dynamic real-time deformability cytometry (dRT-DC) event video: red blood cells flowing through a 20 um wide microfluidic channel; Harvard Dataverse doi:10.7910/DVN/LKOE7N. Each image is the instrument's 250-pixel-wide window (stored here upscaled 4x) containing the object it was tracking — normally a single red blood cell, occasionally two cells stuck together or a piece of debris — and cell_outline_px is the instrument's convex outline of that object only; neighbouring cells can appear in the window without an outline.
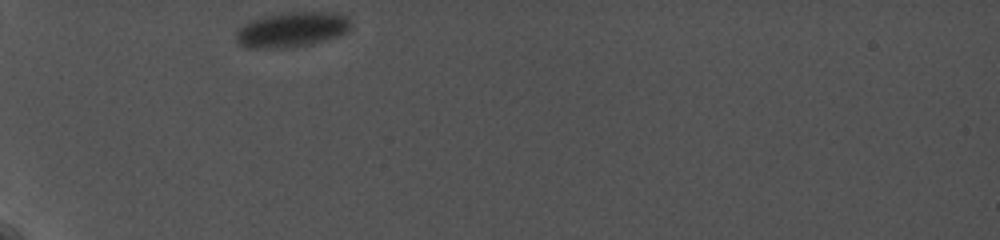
{"species": "common noctule bat (a hibernating species)", "species_latin": "Nyctalus noctula", "temperature_condition": "cold", "stored_images_in_passage": 22, "camera_frame_rate_fps": 5000, "um_per_image_px": 0.085, "animal": {"sex": "female", "body_mass_g": 19.0, "forearm_length_mm": 56.7}, "frame": {"image": 1, "passage_image": 1, "time_ms": 0.0, "image_size_px": [1000, 240], "cell_outline_px": [[352, 24], [348, 32], [340, 36], [292, 48], [244, 48], [236, 40], [236, 32], [248, 20], [280, 12], [340, 12], [348, 16]], "centroid_in_image_um": [24.83, 2.5], "position_along_channel_um": 60.2, "area_um2": 23.99}}
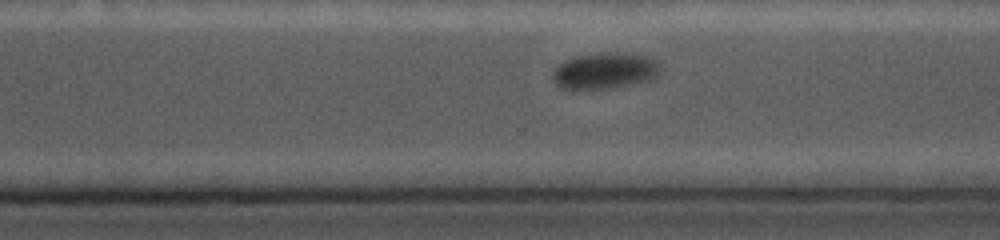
{"frame": {"image": 2, "passage_image": 15, "time_ms": 8.0, "image_size_px": [1000, 240], "cell_outline_px": [[660, 76], [648, 80], [616, 88], [560, 88], [552, 80], [552, 72], [564, 60], [576, 56], [608, 52], [648, 56], [656, 60], [660, 68]], "centroid_in_image_um": [51.43, 6.02], "position_along_channel_um": 319.2, "area_um2": 22.6}}
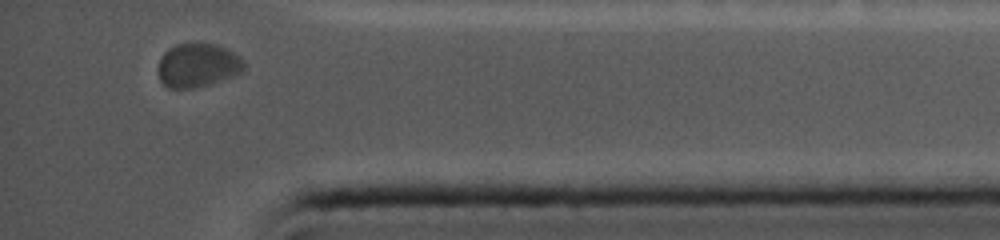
{"frame": {"image": 3, "passage_image": 21, "time_ms": 10.8, "image_size_px": [1000, 240], "cell_outline_px": [[244, 68], [236, 76], [208, 84], [192, 88], [168, 88], [160, 80], [156, 68], [164, 52], [168, 48], [176, 44], [216, 44], [228, 48], [240, 56], [244, 60]], "centroid_in_image_um": [16.81, 5.55], "position_along_channel_um": 418.4, "area_um2": 22.08}}